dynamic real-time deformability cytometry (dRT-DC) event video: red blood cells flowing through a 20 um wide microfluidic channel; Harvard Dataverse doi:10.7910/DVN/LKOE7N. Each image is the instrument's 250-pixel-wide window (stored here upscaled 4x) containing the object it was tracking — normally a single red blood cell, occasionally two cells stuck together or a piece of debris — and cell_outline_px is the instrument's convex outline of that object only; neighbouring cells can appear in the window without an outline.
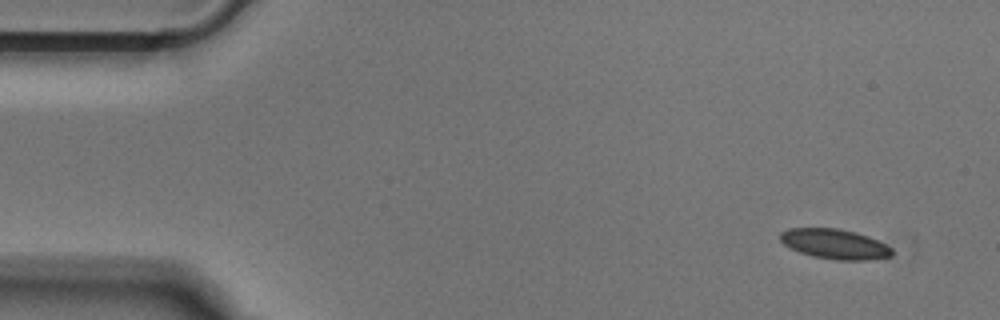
{"species": "Egyptian fruit bat (a non-hibernating species)", "species_latin": "Rousettus aegyptiacus", "temperature_condition": "cold", "stored_images_in_passage": 50, "camera_frame_rate_fps": 3000, "um_per_image_px": 0.085, "animal": {"sex": "male"}, "frame": {"image": 1, "passage_image": 1, "time_ms": 0.0, "image_size_px": [1000, 320], "cell_outline_px": [[892, 256], [868, 260], [836, 260], [812, 256], [800, 252], [784, 244], [780, 240], [780, 232], [788, 228], [840, 228], [856, 232], [868, 236], [892, 248]], "centroid_in_image_um": [70.94, 20.73], "position_along_channel_um": 14.1, "area_um2": 19.48}}
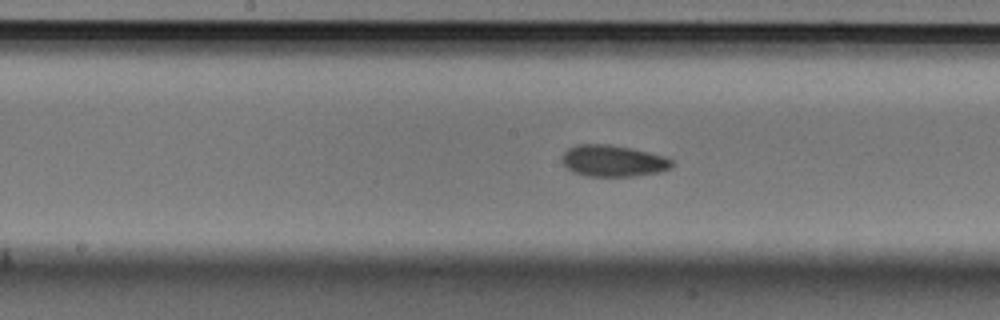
{"frame": {"image": 2, "passage_image": 23, "time_ms": 7.333, "image_size_px": [1000, 320], "cell_outline_px": [[676, 164], [672, 168], [660, 172], [636, 176], [584, 176], [572, 172], [560, 160], [564, 152], [568, 148], [576, 144], [608, 144], [632, 148], [664, 156], [672, 160]], "centroid_in_image_um": [52.12, 13.68], "position_along_channel_um": 196.1, "area_um2": 20.46}}
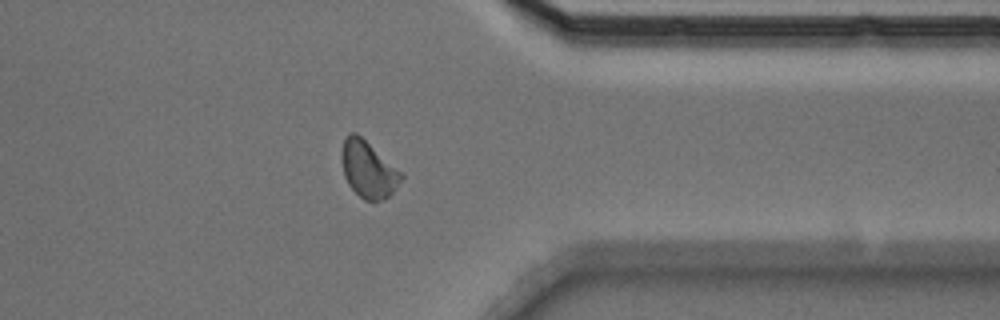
{"frame": {"image": 3, "passage_image": 38, "time_ms": 12.333, "image_size_px": [1000, 320], "cell_outline_px": [[404, 176], [396, 188], [384, 200], [364, 200], [348, 184], [344, 176], [340, 156], [340, 152], [344, 140], [348, 132], [356, 132], [404, 172]], "centroid_in_image_um": [31.31, 14.37], "position_along_channel_um": 380.1, "area_um2": 19.94}}